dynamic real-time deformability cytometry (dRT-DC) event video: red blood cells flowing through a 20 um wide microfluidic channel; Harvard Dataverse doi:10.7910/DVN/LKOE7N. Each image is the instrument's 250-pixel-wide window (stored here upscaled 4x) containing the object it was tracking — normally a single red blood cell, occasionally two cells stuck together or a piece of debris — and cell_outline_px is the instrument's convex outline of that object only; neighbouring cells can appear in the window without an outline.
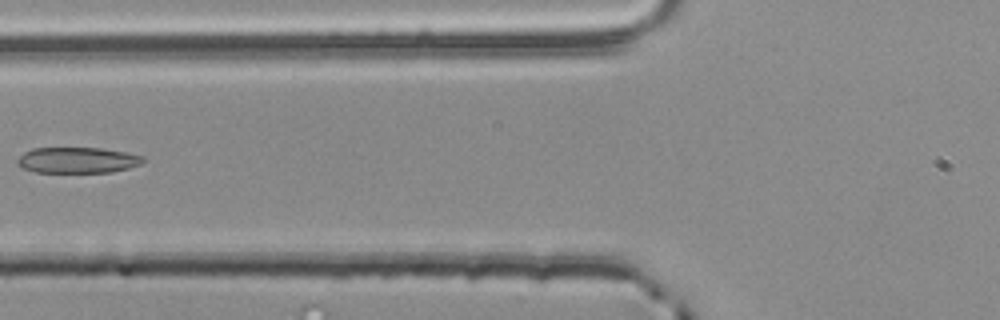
{"species": "common noctule bat (a hibernating species)", "species_latin": "Nyctalus noctula", "temperature_condition": "room temperature", "stored_images_in_passage": 4, "camera_frame_rate_fps": 3000, "um_per_image_px": 0.085, "animal": {"sex": "male", "body_mass_g": 20.4}, "frame": {"image": 1, "passage_image": 4, "time_ms": 1.0, "image_size_px": [1000, 320], "cell_outline_px": [[144, 160], [140, 164], [128, 168], [112, 172], [36, 172], [24, 168], [16, 164], [16, 160], [24, 152], [32, 148], [100, 148], [124, 152], [144, 156]], "centroid_in_image_um": [6.56, 13.61], "position_along_channel_um": 119.2, "area_um2": 18.84}}